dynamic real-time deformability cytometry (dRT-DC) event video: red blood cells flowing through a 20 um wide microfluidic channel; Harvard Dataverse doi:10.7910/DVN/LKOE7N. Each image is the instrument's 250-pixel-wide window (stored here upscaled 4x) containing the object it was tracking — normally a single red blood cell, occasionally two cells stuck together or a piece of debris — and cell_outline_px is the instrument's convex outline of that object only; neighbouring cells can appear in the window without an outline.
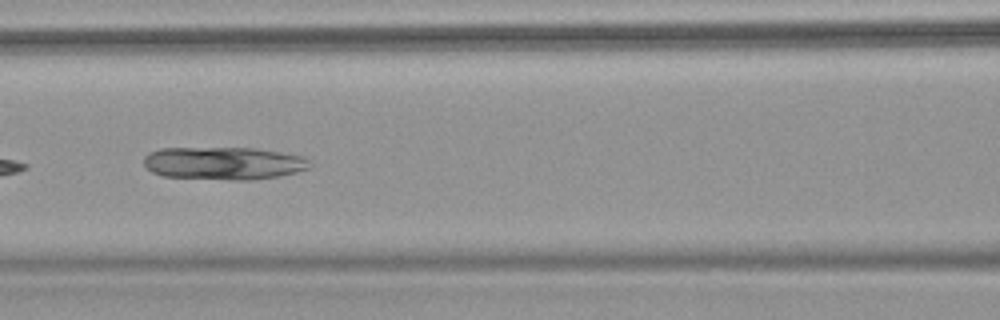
{"species": "common noctule bat (a hibernating species)", "species_latin": "Nyctalus noctula", "temperature_condition": "warm", "stored_images_in_passage": 10, "camera_frame_rate_fps": 3000, "um_per_image_px": 0.085, "animal": {"sex": "female", "body_mass_g": 18.4}, "frame": {"image": 1, "passage_image": 7, "time_ms": 2.0, "image_size_px": [1000, 320], "cell_outline_px": [[312, 168], [280, 176], [252, 180], [232, 180], [164, 176], [152, 172], [144, 164], [144, 156], [148, 152], [160, 148], [256, 148], [304, 156], [312, 164]], "centroid_in_image_um": [19.04, 13.87], "position_along_channel_um": 147.6, "area_um2": 31.96}}